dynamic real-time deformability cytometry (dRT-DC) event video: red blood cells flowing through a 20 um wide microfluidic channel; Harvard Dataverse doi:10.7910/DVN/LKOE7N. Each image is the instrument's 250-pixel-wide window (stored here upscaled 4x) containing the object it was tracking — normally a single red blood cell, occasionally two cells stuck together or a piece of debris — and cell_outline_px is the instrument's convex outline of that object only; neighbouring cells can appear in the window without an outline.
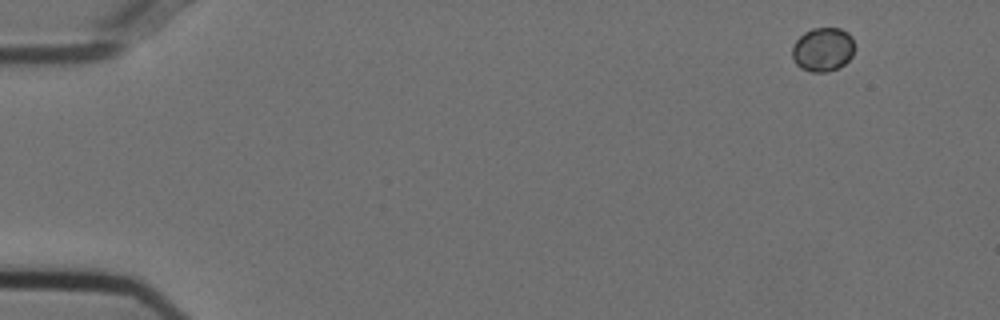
{"species": "Egyptian fruit bat (a non-hibernating species)", "species_latin": "Rousettus aegyptiacus", "temperature_condition": "cold", "stored_images_in_passage": 14, "camera_frame_rate_fps": 3000, "um_per_image_px": 0.085, "animal": {"sex": "female"}, "frame": {"image": 1, "passage_image": 1, "time_ms": 0.0, "image_size_px": [1000, 320], "cell_outline_px": [[852, 56], [840, 68], [828, 72], [812, 72], [800, 68], [796, 64], [792, 56], [792, 44], [804, 32], [812, 28], [840, 28], [848, 32], [852, 36]], "centroid_in_image_um": [69.92, 4.21], "position_along_channel_um": 15.1, "area_um2": 16.07}}
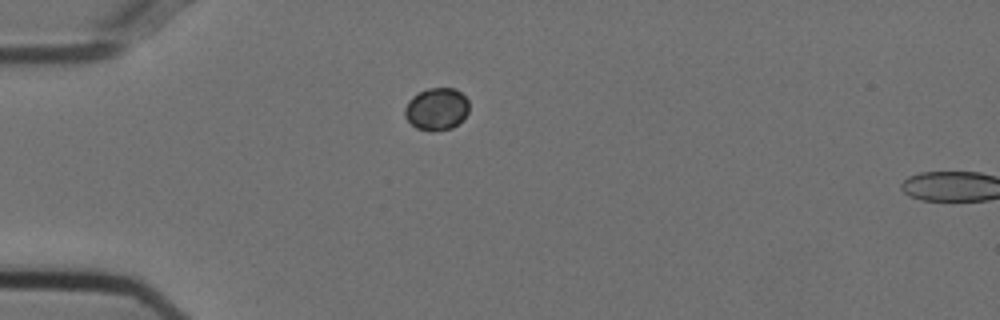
{"frame": {"image": 2, "passage_image": 12, "time_ms": 3.667, "image_size_px": [1000, 320], "cell_outline_px": [[468, 112], [452, 128], [432, 132], [416, 128], [404, 116], [404, 108], [408, 100], [412, 96], [428, 88], [456, 88], [468, 100]], "centroid_in_image_um": [37.08, 9.26], "position_along_channel_um": 47.9, "area_um2": 15.84}}